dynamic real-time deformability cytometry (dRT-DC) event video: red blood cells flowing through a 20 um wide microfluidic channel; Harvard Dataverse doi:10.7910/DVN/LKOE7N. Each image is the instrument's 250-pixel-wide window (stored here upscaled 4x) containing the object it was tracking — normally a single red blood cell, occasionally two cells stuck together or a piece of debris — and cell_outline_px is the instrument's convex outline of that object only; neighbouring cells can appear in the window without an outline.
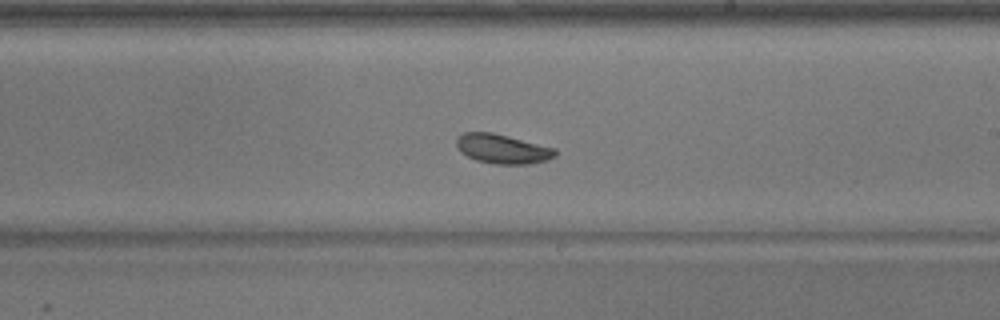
{"species": "common noctule bat (a hibernating species)", "species_latin": "Nyctalus noctula", "temperature_condition": "warm", "stored_images_in_passage": 41, "camera_frame_rate_fps": 3000, "um_per_image_px": 0.085, "animal": {"sex": "male", "body_mass_g": 17.9}, "frame": {"image": 1, "passage_image": 18, "time_ms": 5.667, "image_size_px": [1000, 320], "cell_outline_px": [[556, 156], [548, 160], [528, 164], [496, 164], [476, 160], [460, 152], [456, 148], [456, 136], [464, 132], [492, 132], [556, 148]], "centroid_in_image_um": [42.69, 12.65], "position_along_channel_um": 246.3, "area_um2": 17.05}}